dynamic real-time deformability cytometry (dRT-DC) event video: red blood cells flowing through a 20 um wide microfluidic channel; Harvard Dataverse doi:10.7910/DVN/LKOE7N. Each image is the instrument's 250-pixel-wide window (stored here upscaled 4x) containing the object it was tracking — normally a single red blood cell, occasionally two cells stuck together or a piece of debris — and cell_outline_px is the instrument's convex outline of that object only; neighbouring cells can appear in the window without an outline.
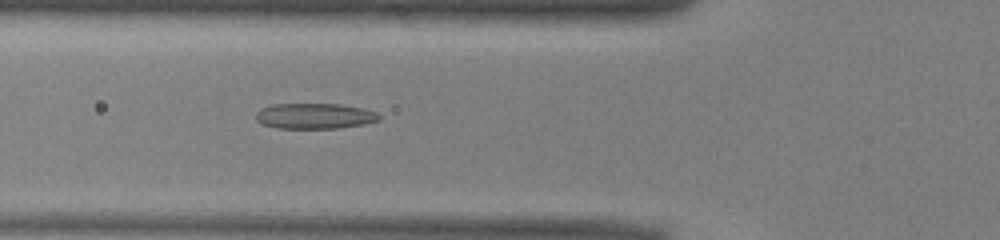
{"species": "common noctule bat (a hibernating species)", "species_latin": "Nyctalus noctula", "temperature_condition": "warm", "stored_images_in_passage": 51, "camera_frame_rate_fps": 3000, "um_per_image_px": 0.085, "animal": {"sex": "male", "body_mass_g": 13.0, "forearm_length_mm": 53.1}, "frame": {"image": 1, "passage_image": 18, "time_ms": 5.667, "image_size_px": [1000, 240], "cell_outline_px": [[380, 120], [364, 124], [336, 128], [276, 128], [264, 124], [256, 120], [256, 112], [260, 108], [272, 104], [340, 104], [364, 108], [376, 112], [380, 116]], "centroid_in_image_um": [26.74, 9.85], "position_along_channel_um": 99.1, "area_um2": 18.38}}
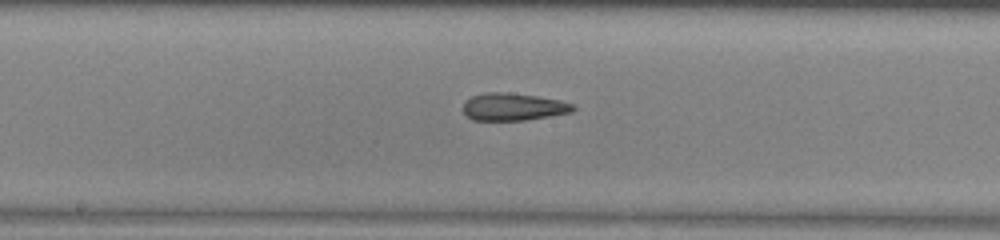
{"frame": {"image": 2, "passage_image": 26, "time_ms": 8.333, "image_size_px": [1000, 240], "cell_outline_px": [[576, 108], [572, 112], [524, 120], [472, 120], [464, 112], [464, 100], [472, 96], [488, 92], [508, 92], [536, 96], [560, 100], [572, 104]], "centroid_in_image_um": [43.61, 9.07], "position_along_channel_um": 204.6, "area_um2": 17.46}}
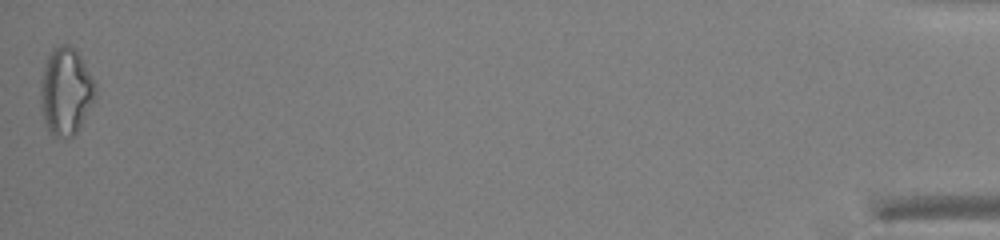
{"frame": {"image": 3, "passage_image": 51, "time_ms": 16.667, "image_size_px": [1000, 240], "cell_outline_px": [[96, 96], [80, 128], [72, 136], [52, 136], [44, 124], [40, 108], [40, 80], [48, 56], [52, 48], [64, 44], [72, 44], [80, 56], [96, 84]], "centroid_in_image_um": [5.58, 7.77], "position_along_channel_um": 429.6, "area_um2": 28.15}, "authors_computed_cell_mechanics": {"area_um2": 19.2474, "velocity_mm_per_s": 3.9532, "shape_relaxation_time_tau1_ms": null, "shape_relaxation_time_tau2_ms": 5.0106, "deformation_change_tau1": null, "deformation_change_tau2": 0.1791}}